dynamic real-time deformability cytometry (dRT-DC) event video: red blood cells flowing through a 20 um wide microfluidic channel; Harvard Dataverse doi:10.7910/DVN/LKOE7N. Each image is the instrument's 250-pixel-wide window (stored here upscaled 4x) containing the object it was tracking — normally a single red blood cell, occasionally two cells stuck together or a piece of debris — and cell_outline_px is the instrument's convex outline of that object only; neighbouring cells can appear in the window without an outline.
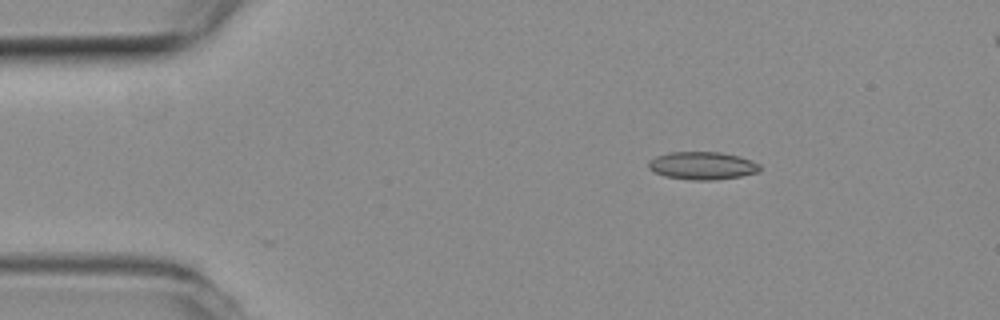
{"species": "common noctule bat (a hibernating species)", "species_latin": "Nyctalus noctula", "temperature_condition": "room temperature", "stored_images_in_passage": 46, "camera_frame_rate_fps": 3000, "um_per_image_px": 0.085, "animal": {"sex": "female", "body_mass_g": 19.3, "forearm_length_mm": 54.1}, "frame": {"image": 1, "passage_image": 1, "time_ms": 0.0, "image_size_px": [1000, 320], "cell_outline_px": [[760, 172], [740, 176], [712, 180], [696, 180], [664, 176], [648, 168], [648, 160], [656, 156], [668, 152], [720, 152], [740, 156], [752, 160], [760, 164]], "centroid_in_image_um": [59.71, 14.07], "position_along_channel_um": 25.3, "area_um2": 18.09}}
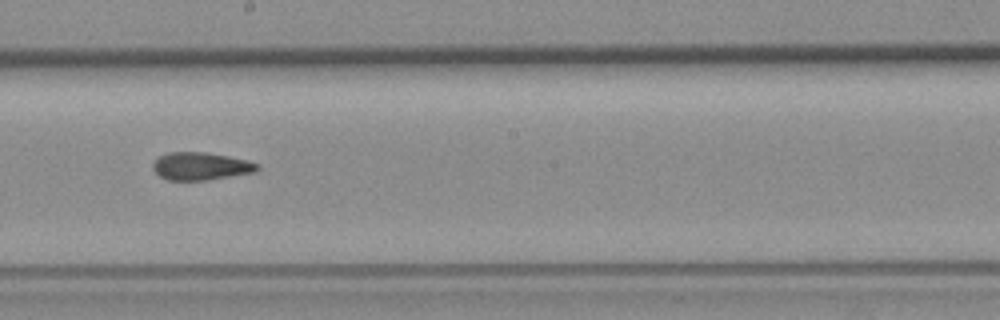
{"frame": {"image": 2, "passage_image": 22, "time_ms": 7.0, "image_size_px": [1000, 320], "cell_outline_px": [[260, 168], [256, 172], [208, 180], [168, 180], [160, 176], [152, 168], [152, 164], [160, 156], [168, 152], [204, 152], [228, 156], [260, 164]], "centroid_in_image_um": [17.08, 14.13], "position_along_channel_um": 231.1, "area_um2": 16.82}}
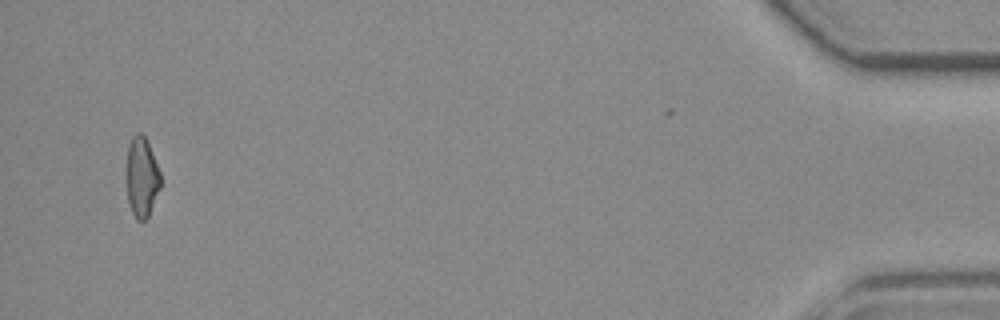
{"frame": {"image": 3, "passage_image": 44, "time_ms": 14.333, "image_size_px": [1000, 320], "cell_outline_px": [[160, 188], [148, 216], [144, 220], [136, 220], [132, 212], [128, 200], [124, 180], [124, 172], [128, 144], [132, 136], [136, 132], [140, 132], [148, 140], [160, 172]], "centroid_in_image_um": [12.0, 15.0], "position_along_channel_um": 423.2, "area_um2": 16.53}}